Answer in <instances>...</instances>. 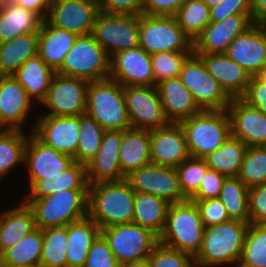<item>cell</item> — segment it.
I'll use <instances>...</instances> for the list:
<instances>
[{"instance_id":"6da1fadb","label":"cell","mask_w":266,"mask_h":267,"mask_svg":"<svg viewBox=\"0 0 266 267\" xmlns=\"http://www.w3.org/2000/svg\"><path fill=\"white\" fill-rule=\"evenodd\" d=\"M135 191L124 179L88 187V216L103 229L133 222Z\"/></svg>"},{"instance_id":"7a4b0ae2","label":"cell","mask_w":266,"mask_h":267,"mask_svg":"<svg viewBox=\"0 0 266 267\" xmlns=\"http://www.w3.org/2000/svg\"><path fill=\"white\" fill-rule=\"evenodd\" d=\"M40 229L67 226L88 216V189L60 191L44 197H25Z\"/></svg>"},{"instance_id":"3957f363","label":"cell","mask_w":266,"mask_h":267,"mask_svg":"<svg viewBox=\"0 0 266 267\" xmlns=\"http://www.w3.org/2000/svg\"><path fill=\"white\" fill-rule=\"evenodd\" d=\"M248 226L249 223L230 220L205 227L201 248L195 257L196 267H213L225 263H237V267Z\"/></svg>"},{"instance_id":"277c9868","label":"cell","mask_w":266,"mask_h":267,"mask_svg":"<svg viewBox=\"0 0 266 267\" xmlns=\"http://www.w3.org/2000/svg\"><path fill=\"white\" fill-rule=\"evenodd\" d=\"M204 229L199 210L193 201L188 199L170 204L159 243L195 258L201 248Z\"/></svg>"},{"instance_id":"5b68a950","label":"cell","mask_w":266,"mask_h":267,"mask_svg":"<svg viewBox=\"0 0 266 267\" xmlns=\"http://www.w3.org/2000/svg\"><path fill=\"white\" fill-rule=\"evenodd\" d=\"M190 156L204 158L221 147L231 136L227 110H202L180 122Z\"/></svg>"},{"instance_id":"8992f818","label":"cell","mask_w":266,"mask_h":267,"mask_svg":"<svg viewBox=\"0 0 266 267\" xmlns=\"http://www.w3.org/2000/svg\"><path fill=\"white\" fill-rule=\"evenodd\" d=\"M86 113L104 130L131 128L123 86L110 78L89 82Z\"/></svg>"},{"instance_id":"52a82bcc","label":"cell","mask_w":266,"mask_h":267,"mask_svg":"<svg viewBox=\"0 0 266 267\" xmlns=\"http://www.w3.org/2000/svg\"><path fill=\"white\" fill-rule=\"evenodd\" d=\"M110 57L92 34L77 37L56 74L88 82L109 78Z\"/></svg>"},{"instance_id":"ba28073f","label":"cell","mask_w":266,"mask_h":267,"mask_svg":"<svg viewBox=\"0 0 266 267\" xmlns=\"http://www.w3.org/2000/svg\"><path fill=\"white\" fill-rule=\"evenodd\" d=\"M139 44L150 55L193 51V41L178 25L175 16L141 14Z\"/></svg>"},{"instance_id":"9c48e42d","label":"cell","mask_w":266,"mask_h":267,"mask_svg":"<svg viewBox=\"0 0 266 267\" xmlns=\"http://www.w3.org/2000/svg\"><path fill=\"white\" fill-rule=\"evenodd\" d=\"M118 264L148 259L159 244V236L137 223L116 224L101 229Z\"/></svg>"},{"instance_id":"30bf717a","label":"cell","mask_w":266,"mask_h":267,"mask_svg":"<svg viewBox=\"0 0 266 267\" xmlns=\"http://www.w3.org/2000/svg\"><path fill=\"white\" fill-rule=\"evenodd\" d=\"M139 33L140 15L99 11L91 34L108 56L112 57L118 52L139 47Z\"/></svg>"},{"instance_id":"8fae6325","label":"cell","mask_w":266,"mask_h":267,"mask_svg":"<svg viewBox=\"0 0 266 267\" xmlns=\"http://www.w3.org/2000/svg\"><path fill=\"white\" fill-rule=\"evenodd\" d=\"M179 77L202 110H226L229 106L232 98L209 74L202 59L195 53L183 64Z\"/></svg>"},{"instance_id":"7c38bea8","label":"cell","mask_w":266,"mask_h":267,"mask_svg":"<svg viewBox=\"0 0 266 267\" xmlns=\"http://www.w3.org/2000/svg\"><path fill=\"white\" fill-rule=\"evenodd\" d=\"M131 128L153 130L169 124L157 86L123 87Z\"/></svg>"},{"instance_id":"4fadbf2b","label":"cell","mask_w":266,"mask_h":267,"mask_svg":"<svg viewBox=\"0 0 266 267\" xmlns=\"http://www.w3.org/2000/svg\"><path fill=\"white\" fill-rule=\"evenodd\" d=\"M89 82L80 78L55 74L42 102L50 111L44 116H80L86 114Z\"/></svg>"},{"instance_id":"5bb4252c","label":"cell","mask_w":266,"mask_h":267,"mask_svg":"<svg viewBox=\"0 0 266 267\" xmlns=\"http://www.w3.org/2000/svg\"><path fill=\"white\" fill-rule=\"evenodd\" d=\"M136 192L148 193L166 200L169 204L188 199L183 195L175 167L149 164L125 177Z\"/></svg>"},{"instance_id":"9a60e30c","label":"cell","mask_w":266,"mask_h":267,"mask_svg":"<svg viewBox=\"0 0 266 267\" xmlns=\"http://www.w3.org/2000/svg\"><path fill=\"white\" fill-rule=\"evenodd\" d=\"M109 78L121 86H156L151 55L140 46L110 57Z\"/></svg>"},{"instance_id":"2e32d148","label":"cell","mask_w":266,"mask_h":267,"mask_svg":"<svg viewBox=\"0 0 266 267\" xmlns=\"http://www.w3.org/2000/svg\"><path fill=\"white\" fill-rule=\"evenodd\" d=\"M99 4L91 0H51L47 21L80 35L91 34L99 13Z\"/></svg>"},{"instance_id":"e0dca14e","label":"cell","mask_w":266,"mask_h":267,"mask_svg":"<svg viewBox=\"0 0 266 267\" xmlns=\"http://www.w3.org/2000/svg\"><path fill=\"white\" fill-rule=\"evenodd\" d=\"M31 134L25 146L23 161L29 170L30 188L38 180L54 177L75 163L71 155L56 151L41 142L33 133Z\"/></svg>"},{"instance_id":"ac0fdd59","label":"cell","mask_w":266,"mask_h":267,"mask_svg":"<svg viewBox=\"0 0 266 267\" xmlns=\"http://www.w3.org/2000/svg\"><path fill=\"white\" fill-rule=\"evenodd\" d=\"M254 23L251 14H235L220 22H211L193 41V53H225L229 44Z\"/></svg>"},{"instance_id":"d6986e66","label":"cell","mask_w":266,"mask_h":267,"mask_svg":"<svg viewBox=\"0 0 266 267\" xmlns=\"http://www.w3.org/2000/svg\"><path fill=\"white\" fill-rule=\"evenodd\" d=\"M225 54L255 76L266 65V27L263 22H255L245 32L239 34L227 48Z\"/></svg>"},{"instance_id":"ffe728a7","label":"cell","mask_w":266,"mask_h":267,"mask_svg":"<svg viewBox=\"0 0 266 267\" xmlns=\"http://www.w3.org/2000/svg\"><path fill=\"white\" fill-rule=\"evenodd\" d=\"M190 157L186 136L180 123L150 130L151 163L177 167Z\"/></svg>"},{"instance_id":"44dd1931","label":"cell","mask_w":266,"mask_h":267,"mask_svg":"<svg viewBox=\"0 0 266 267\" xmlns=\"http://www.w3.org/2000/svg\"><path fill=\"white\" fill-rule=\"evenodd\" d=\"M227 112L231 136L248 147L266 146V115L241 98H232Z\"/></svg>"},{"instance_id":"7402d4cb","label":"cell","mask_w":266,"mask_h":267,"mask_svg":"<svg viewBox=\"0 0 266 267\" xmlns=\"http://www.w3.org/2000/svg\"><path fill=\"white\" fill-rule=\"evenodd\" d=\"M33 126V134L45 145L56 151L71 155L76 154L80 132V116H39Z\"/></svg>"},{"instance_id":"603a6c76","label":"cell","mask_w":266,"mask_h":267,"mask_svg":"<svg viewBox=\"0 0 266 267\" xmlns=\"http://www.w3.org/2000/svg\"><path fill=\"white\" fill-rule=\"evenodd\" d=\"M121 141V130H105L97 154L86 164L89 185L125 179L119 162Z\"/></svg>"},{"instance_id":"cb8c5ba5","label":"cell","mask_w":266,"mask_h":267,"mask_svg":"<svg viewBox=\"0 0 266 267\" xmlns=\"http://www.w3.org/2000/svg\"><path fill=\"white\" fill-rule=\"evenodd\" d=\"M32 101L13 75H0V129L22 130Z\"/></svg>"},{"instance_id":"d4e9b609","label":"cell","mask_w":266,"mask_h":267,"mask_svg":"<svg viewBox=\"0 0 266 267\" xmlns=\"http://www.w3.org/2000/svg\"><path fill=\"white\" fill-rule=\"evenodd\" d=\"M209 74L231 98H240L249 85L251 75L225 53L196 54Z\"/></svg>"},{"instance_id":"484cf974","label":"cell","mask_w":266,"mask_h":267,"mask_svg":"<svg viewBox=\"0 0 266 267\" xmlns=\"http://www.w3.org/2000/svg\"><path fill=\"white\" fill-rule=\"evenodd\" d=\"M157 89L169 123H180L202 111L179 76L161 81Z\"/></svg>"},{"instance_id":"4316f807","label":"cell","mask_w":266,"mask_h":267,"mask_svg":"<svg viewBox=\"0 0 266 267\" xmlns=\"http://www.w3.org/2000/svg\"><path fill=\"white\" fill-rule=\"evenodd\" d=\"M77 37V34L56 27L45 19L38 31V55L56 72Z\"/></svg>"},{"instance_id":"83f0119b","label":"cell","mask_w":266,"mask_h":267,"mask_svg":"<svg viewBox=\"0 0 266 267\" xmlns=\"http://www.w3.org/2000/svg\"><path fill=\"white\" fill-rule=\"evenodd\" d=\"M119 162L124 177L151 164L150 130L129 128L122 131Z\"/></svg>"},{"instance_id":"f1b7e54d","label":"cell","mask_w":266,"mask_h":267,"mask_svg":"<svg viewBox=\"0 0 266 267\" xmlns=\"http://www.w3.org/2000/svg\"><path fill=\"white\" fill-rule=\"evenodd\" d=\"M36 228L33 211L24 200L20 206L0 213L1 255Z\"/></svg>"},{"instance_id":"f546056e","label":"cell","mask_w":266,"mask_h":267,"mask_svg":"<svg viewBox=\"0 0 266 267\" xmlns=\"http://www.w3.org/2000/svg\"><path fill=\"white\" fill-rule=\"evenodd\" d=\"M100 234V227L89 216L69 223L67 267H84L89 249Z\"/></svg>"},{"instance_id":"4dcf8cb0","label":"cell","mask_w":266,"mask_h":267,"mask_svg":"<svg viewBox=\"0 0 266 267\" xmlns=\"http://www.w3.org/2000/svg\"><path fill=\"white\" fill-rule=\"evenodd\" d=\"M55 74L56 72L39 55H36L22 64L13 76L24 87L31 99L35 97V100L42 103Z\"/></svg>"},{"instance_id":"1f68e13d","label":"cell","mask_w":266,"mask_h":267,"mask_svg":"<svg viewBox=\"0 0 266 267\" xmlns=\"http://www.w3.org/2000/svg\"><path fill=\"white\" fill-rule=\"evenodd\" d=\"M42 19L11 0L0 10V43L25 33L38 32Z\"/></svg>"},{"instance_id":"d6a6232c","label":"cell","mask_w":266,"mask_h":267,"mask_svg":"<svg viewBox=\"0 0 266 267\" xmlns=\"http://www.w3.org/2000/svg\"><path fill=\"white\" fill-rule=\"evenodd\" d=\"M38 55V32L25 33L0 43V75H13L29 58Z\"/></svg>"},{"instance_id":"836d02e7","label":"cell","mask_w":266,"mask_h":267,"mask_svg":"<svg viewBox=\"0 0 266 267\" xmlns=\"http://www.w3.org/2000/svg\"><path fill=\"white\" fill-rule=\"evenodd\" d=\"M169 205L160 197L135 191L133 222L160 236L165 228Z\"/></svg>"},{"instance_id":"e575fe53","label":"cell","mask_w":266,"mask_h":267,"mask_svg":"<svg viewBox=\"0 0 266 267\" xmlns=\"http://www.w3.org/2000/svg\"><path fill=\"white\" fill-rule=\"evenodd\" d=\"M86 165L75 162L66 171L38 180L26 197H44L64 190L88 189Z\"/></svg>"},{"instance_id":"d590c367","label":"cell","mask_w":266,"mask_h":267,"mask_svg":"<svg viewBox=\"0 0 266 267\" xmlns=\"http://www.w3.org/2000/svg\"><path fill=\"white\" fill-rule=\"evenodd\" d=\"M247 148L248 146L240 139L230 136L221 147L205 156L204 160L209 169L226 177H237Z\"/></svg>"},{"instance_id":"8d00e7d4","label":"cell","mask_w":266,"mask_h":267,"mask_svg":"<svg viewBox=\"0 0 266 267\" xmlns=\"http://www.w3.org/2000/svg\"><path fill=\"white\" fill-rule=\"evenodd\" d=\"M42 246V229L36 228L2 254L0 266L22 267L40 265Z\"/></svg>"},{"instance_id":"74e56055","label":"cell","mask_w":266,"mask_h":267,"mask_svg":"<svg viewBox=\"0 0 266 267\" xmlns=\"http://www.w3.org/2000/svg\"><path fill=\"white\" fill-rule=\"evenodd\" d=\"M218 198L226 207L230 220L250 224L249 188L238 177H226Z\"/></svg>"},{"instance_id":"f35d334b","label":"cell","mask_w":266,"mask_h":267,"mask_svg":"<svg viewBox=\"0 0 266 267\" xmlns=\"http://www.w3.org/2000/svg\"><path fill=\"white\" fill-rule=\"evenodd\" d=\"M42 234L41 265L67 267L68 225L42 229Z\"/></svg>"},{"instance_id":"ab89813d","label":"cell","mask_w":266,"mask_h":267,"mask_svg":"<svg viewBox=\"0 0 266 267\" xmlns=\"http://www.w3.org/2000/svg\"><path fill=\"white\" fill-rule=\"evenodd\" d=\"M28 137L22 130L0 129V178L24 161Z\"/></svg>"},{"instance_id":"60d3db41","label":"cell","mask_w":266,"mask_h":267,"mask_svg":"<svg viewBox=\"0 0 266 267\" xmlns=\"http://www.w3.org/2000/svg\"><path fill=\"white\" fill-rule=\"evenodd\" d=\"M237 267H266V224H249Z\"/></svg>"},{"instance_id":"b9f144b4","label":"cell","mask_w":266,"mask_h":267,"mask_svg":"<svg viewBox=\"0 0 266 267\" xmlns=\"http://www.w3.org/2000/svg\"><path fill=\"white\" fill-rule=\"evenodd\" d=\"M174 16L192 41L211 23L210 8L202 0H187Z\"/></svg>"},{"instance_id":"7bdbcfd3","label":"cell","mask_w":266,"mask_h":267,"mask_svg":"<svg viewBox=\"0 0 266 267\" xmlns=\"http://www.w3.org/2000/svg\"><path fill=\"white\" fill-rule=\"evenodd\" d=\"M104 132L102 126L87 113L80 115L78 147L73 156L75 162L86 165L97 154Z\"/></svg>"},{"instance_id":"ee69618b","label":"cell","mask_w":266,"mask_h":267,"mask_svg":"<svg viewBox=\"0 0 266 267\" xmlns=\"http://www.w3.org/2000/svg\"><path fill=\"white\" fill-rule=\"evenodd\" d=\"M237 177L248 188L266 183V146L247 148Z\"/></svg>"},{"instance_id":"f6af8a7d","label":"cell","mask_w":266,"mask_h":267,"mask_svg":"<svg viewBox=\"0 0 266 267\" xmlns=\"http://www.w3.org/2000/svg\"><path fill=\"white\" fill-rule=\"evenodd\" d=\"M193 51L158 52L151 55L156 86L163 80L180 76L183 64Z\"/></svg>"},{"instance_id":"bcb514c9","label":"cell","mask_w":266,"mask_h":267,"mask_svg":"<svg viewBox=\"0 0 266 267\" xmlns=\"http://www.w3.org/2000/svg\"><path fill=\"white\" fill-rule=\"evenodd\" d=\"M208 169L204 158L192 156L176 167L180 189L187 199H190L198 191Z\"/></svg>"},{"instance_id":"7dc6e473","label":"cell","mask_w":266,"mask_h":267,"mask_svg":"<svg viewBox=\"0 0 266 267\" xmlns=\"http://www.w3.org/2000/svg\"><path fill=\"white\" fill-rule=\"evenodd\" d=\"M149 267H196L195 258L159 243L150 253Z\"/></svg>"},{"instance_id":"c3c4849f","label":"cell","mask_w":266,"mask_h":267,"mask_svg":"<svg viewBox=\"0 0 266 267\" xmlns=\"http://www.w3.org/2000/svg\"><path fill=\"white\" fill-rule=\"evenodd\" d=\"M190 201H193L198 208L205 227L230 221L227 209L219 198Z\"/></svg>"},{"instance_id":"681fc988","label":"cell","mask_w":266,"mask_h":267,"mask_svg":"<svg viewBox=\"0 0 266 267\" xmlns=\"http://www.w3.org/2000/svg\"><path fill=\"white\" fill-rule=\"evenodd\" d=\"M84 267H119L107 241L101 234L92 243Z\"/></svg>"},{"instance_id":"f907efd6","label":"cell","mask_w":266,"mask_h":267,"mask_svg":"<svg viewBox=\"0 0 266 267\" xmlns=\"http://www.w3.org/2000/svg\"><path fill=\"white\" fill-rule=\"evenodd\" d=\"M226 176L208 169L202 179L198 191L189 200H207L218 198Z\"/></svg>"},{"instance_id":"816d5d0a","label":"cell","mask_w":266,"mask_h":267,"mask_svg":"<svg viewBox=\"0 0 266 267\" xmlns=\"http://www.w3.org/2000/svg\"><path fill=\"white\" fill-rule=\"evenodd\" d=\"M250 223L266 224V183L249 188Z\"/></svg>"},{"instance_id":"f5cc1de1","label":"cell","mask_w":266,"mask_h":267,"mask_svg":"<svg viewBox=\"0 0 266 267\" xmlns=\"http://www.w3.org/2000/svg\"><path fill=\"white\" fill-rule=\"evenodd\" d=\"M235 14H251L250 0H222L210 9V20L220 22Z\"/></svg>"},{"instance_id":"db71d44e","label":"cell","mask_w":266,"mask_h":267,"mask_svg":"<svg viewBox=\"0 0 266 267\" xmlns=\"http://www.w3.org/2000/svg\"><path fill=\"white\" fill-rule=\"evenodd\" d=\"M99 8L111 14L141 15L143 0H101Z\"/></svg>"},{"instance_id":"11a10c76","label":"cell","mask_w":266,"mask_h":267,"mask_svg":"<svg viewBox=\"0 0 266 267\" xmlns=\"http://www.w3.org/2000/svg\"><path fill=\"white\" fill-rule=\"evenodd\" d=\"M240 98L266 115V84L256 76H251L247 90Z\"/></svg>"},{"instance_id":"9f6ffc18","label":"cell","mask_w":266,"mask_h":267,"mask_svg":"<svg viewBox=\"0 0 266 267\" xmlns=\"http://www.w3.org/2000/svg\"><path fill=\"white\" fill-rule=\"evenodd\" d=\"M187 0H143V14L174 16Z\"/></svg>"},{"instance_id":"6f0895ef","label":"cell","mask_w":266,"mask_h":267,"mask_svg":"<svg viewBox=\"0 0 266 267\" xmlns=\"http://www.w3.org/2000/svg\"><path fill=\"white\" fill-rule=\"evenodd\" d=\"M15 4L37 14L42 20L47 19L51 0H11Z\"/></svg>"},{"instance_id":"680465c9","label":"cell","mask_w":266,"mask_h":267,"mask_svg":"<svg viewBox=\"0 0 266 267\" xmlns=\"http://www.w3.org/2000/svg\"><path fill=\"white\" fill-rule=\"evenodd\" d=\"M251 15L255 22L266 20V0H250Z\"/></svg>"},{"instance_id":"91938a15","label":"cell","mask_w":266,"mask_h":267,"mask_svg":"<svg viewBox=\"0 0 266 267\" xmlns=\"http://www.w3.org/2000/svg\"><path fill=\"white\" fill-rule=\"evenodd\" d=\"M119 267H149L147 259L122 263Z\"/></svg>"},{"instance_id":"94428289","label":"cell","mask_w":266,"mask_h":267,"mask_svg":"<svg viewBox=\"0 0 266 267\" xmlns=\"http://www.w3.org/2000/svg\"><path fill=\"white\" fill-rule=\"evenodd\" d=\"M260 81L266 84V65L263 66L260 71L255 75Z\"/></svg>"},{"instance_id":"6125c7cd","label":"cell","mask_w":266,"mask_h":267,"mask_svg":"<svg viewBox=\"0 0 266 267\" xmlns=\"http://www.w3.org/2000/svg\"><path fill=\"white\" fill-rule=\"evenodd\" d=\"M210 9L219 4L222 0H202Z\"/></svg>"},{"instance_id":"be15d7a7","label":"cell","mask_w":266,"mask_h":267,"mask_svg":"<svg viewBox=\"0 0 266 267\" xmlns=\"http://www.w3.org/2000/svg\"><path fill=\"white\" fill-rule=\"evenodd\" d=\"M8 0H0V10L7 4Z\"/></svg>"},{"instance_id":"e7e4bbea","label":"cell","mask_w":266,"mask_h":267,"mask_svg":"<svg viewBox=\"0 0 266 267\" xmlns=\"http://www.w3.org/2000/svg\"><path fill=\"white\" fill-rule=\"evenodd\" d=\"M0 267H7V266H0ZM22 267H43V266L40 264V265L22 266Z\"/></svg>"},{"instance_id":"03108f58","label":"cell","mask_w":266,"mask_h":267,"mask_svg":"<svg viewBox=\"0 0 266 267\" xmlns=\"http://www.w3.org/2000/svg\"><path fill=\"white\" fill-rule=\"evenodd\" d=\"M91 1H94L99 4L101 0H91Z\"/></svg>"}]
</instances>
